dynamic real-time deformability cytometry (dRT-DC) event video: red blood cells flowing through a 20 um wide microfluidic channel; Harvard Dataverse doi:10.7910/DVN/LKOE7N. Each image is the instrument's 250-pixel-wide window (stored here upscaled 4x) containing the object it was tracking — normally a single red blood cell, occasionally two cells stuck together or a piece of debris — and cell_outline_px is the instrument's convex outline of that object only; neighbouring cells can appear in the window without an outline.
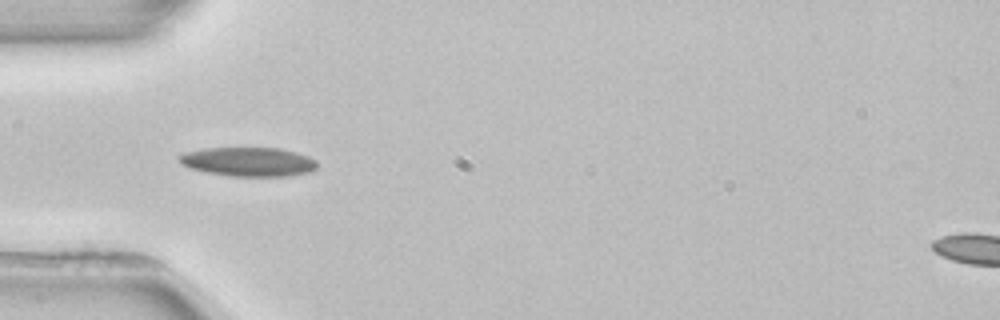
{"species": "common noctule bat (a hibernating species)", "species_latin": "Nyctalus noctula", "temperature_condition": "room temperature", "stored_images_in_passage": 3, "camera_frame_rate_fps": 3000, "um_per_image_px": 0.085, "animal": {"sex": "female", "body_mass_g": 22.7, "forearm_length_mm": 54.2}, "frame": {"image": 1, "passage_image": 3, "time_ms": 3.0, "image_size_px": [1000, 320], "cell_outline_px": [[316, 168], [308, 172], [288, 176], [228, 176], [208, 172], [192, 168], [184, 164], [176, 156], [184, 152], [204, 148], [280, 148], [296, 152], [308, 156], [316, 160]], "centroid_in_image_um": [21.12, 13.74], "position_along_channel_um": 63.9, "area_um2": 23.24}}